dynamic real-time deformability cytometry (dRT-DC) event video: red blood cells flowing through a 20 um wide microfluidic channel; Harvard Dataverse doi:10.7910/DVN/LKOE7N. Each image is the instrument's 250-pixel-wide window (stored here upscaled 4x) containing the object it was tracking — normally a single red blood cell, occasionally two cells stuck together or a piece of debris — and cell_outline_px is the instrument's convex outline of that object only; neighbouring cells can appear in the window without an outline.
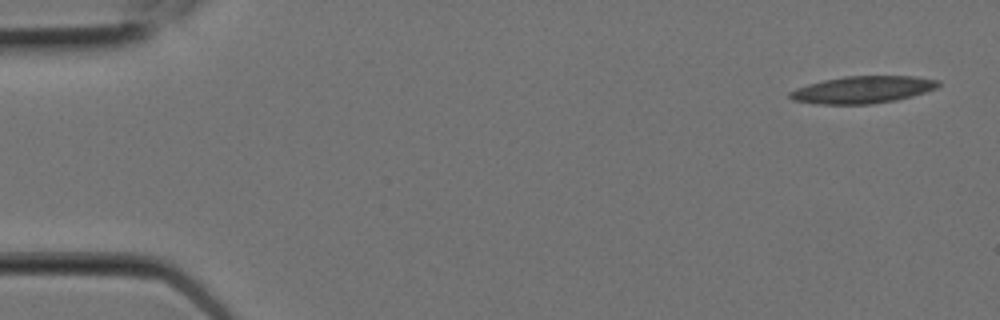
{"species": "Egyptian fruit bat (a non-hibernating species)", "species_latin": "Rousettus aegyptiacus", "temperature_condition": "room temperature", "stored_images_in_passage": 10, "camera_frame_rate_fps": 3000, "um_per_image_px": 0.085, "animal": {"sex": "female"}, "frame": {"image": 1, "passage_image": 1, "time_ms": 0.0, "image_size_px": [1000, 320], "cell_outline_px": [[940, 84], [936, 88], [912, 96], [896, 100], [872, 104], [816, 104], [792, 100], [788, 96], [788, 92], [796, 88], [808, 84], [824, 80], [844, 76], [912, 76], [940, 80]], "centroid_in_image_um": [73.3, 7.62], "position_along_channel_um": 11.7, "area_um2": 23.52}}
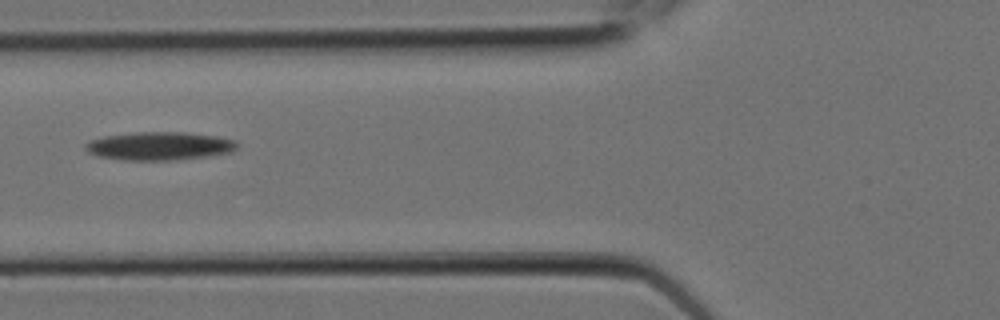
{"frame": {"image": 2, "passage_image": 7, "time_ms": 2.0, "image_size_px": [1000, 320], "cell_outline_px": [[240, 144], [232, 152], [208, 156], [176, 160], [124, 160], [96, 156], [88, 152], [84, 148], [84, 144], [92, 140], [104, 136], [136, 132], [184, 132], [220, 136], [236, 140]], "centroid_in_image_um": [13.59, 12.41], "position_along_channel_um": 112.2, "area_um2": 25.26}}
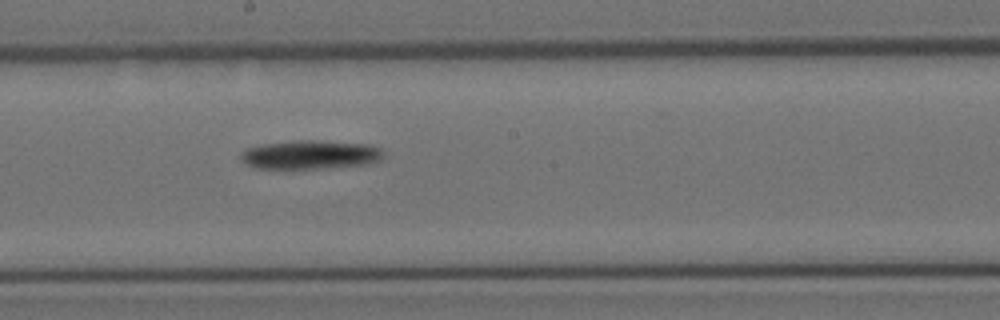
{"frame": {"image": 3, "passage_image": 10, "time_ms": 3.0, "image_size_px": [1000, 320], "cell_outline_px": [[384, 160], [376, 164], [292, 172], [252, 168], [244, 164], [240, 160], [240, 152], [244, 148], [264, 144], [300, 140], [312, 140], [368, 144], [380, 148], [384, 152]], "centroid_in_image_um": [26.35, 13.22], "position_along_channel_um": 221.8, "area_um2": 25.78}}